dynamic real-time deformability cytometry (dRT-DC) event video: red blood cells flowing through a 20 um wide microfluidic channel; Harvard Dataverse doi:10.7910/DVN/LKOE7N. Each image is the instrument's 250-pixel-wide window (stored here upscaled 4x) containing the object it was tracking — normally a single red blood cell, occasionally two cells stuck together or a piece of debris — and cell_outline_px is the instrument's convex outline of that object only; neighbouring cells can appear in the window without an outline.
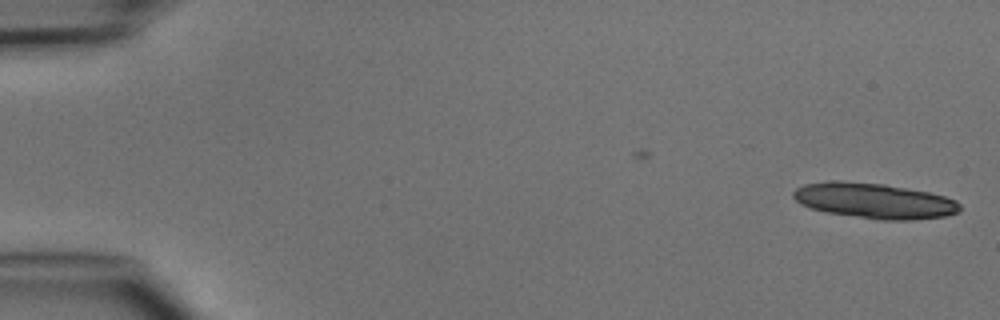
{"species": "common noctule bat (a hibernating species)", "species_latin": "Nyctalus noctula", "temperature_condition": "cold", "stored_images_in_passage": 5, "segment_of_instrument_passage": [2, 2], "camera_frame_rate_fps": 3000, "um_per_image_px": 0.085, "animal": {"sex": "male", "body_mass_g": 15.6}, "frame": {"image": 1, "passage_image": 5, "time_ms": 5.0, "image_size_px": [1000, 320], "cell_outline_px": [[960, 212], [944, 216], [912, 220], [880, 220], [828, 212], [812, 208], [800, 204], [792, 196], [792, 192], [796, 188], [804, 184], [828, 180], [844, 180], [884, 184], [928, 192], [944, 196], [956, 200], [960, 204]], "centroid_in_image_um": [74.3, 17.05], "position_along_channel_um": 10.7, "area_um2": 34.45}}